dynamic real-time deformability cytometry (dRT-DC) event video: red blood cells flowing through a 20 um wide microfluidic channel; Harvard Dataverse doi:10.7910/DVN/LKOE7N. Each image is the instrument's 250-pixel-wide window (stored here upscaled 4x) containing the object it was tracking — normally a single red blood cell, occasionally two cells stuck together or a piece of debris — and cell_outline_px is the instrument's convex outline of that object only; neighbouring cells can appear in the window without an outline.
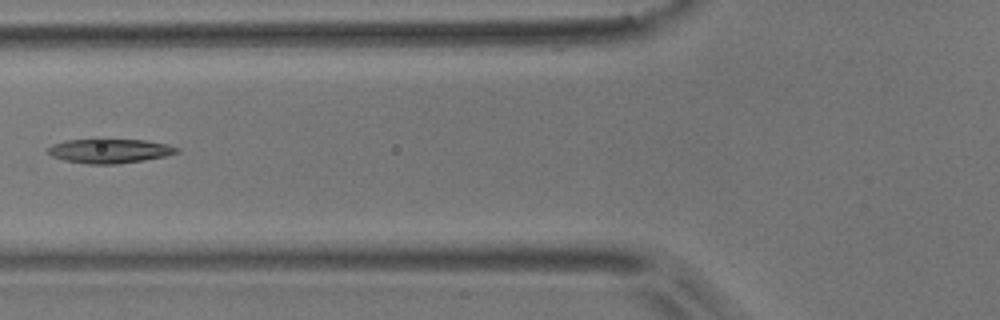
{"species": "common noctule bat (a hibernating species)", "species_latin": "Nyctalus noctula", "temperature_condition": "room temperature", "stored_images_in_passage": 6, "camera_frame_rate_fps": 3000, "um_per_image_px": 0.085, "animal": {"sex": "male", "body_mass_g": 17.9}, "frame": {"image": 1, "passage_image": 5, "time_ms": 1.333, "image_size_px": [1000, 320], "cell_outline_px": [[180, 152], [164, 156], [144, 160], [116, 164], [88, 164], [64, 160], [52, 156], [48, 152], [48, 148], [52, 144], [64, 140], [96, 136], [104, 136], [144, 140], [168, 144], [180, 148]], "centroid_in_image_um": [9.3, 12.76], "position_along_channel_um": 116.5, "area_um2": 19.36}}
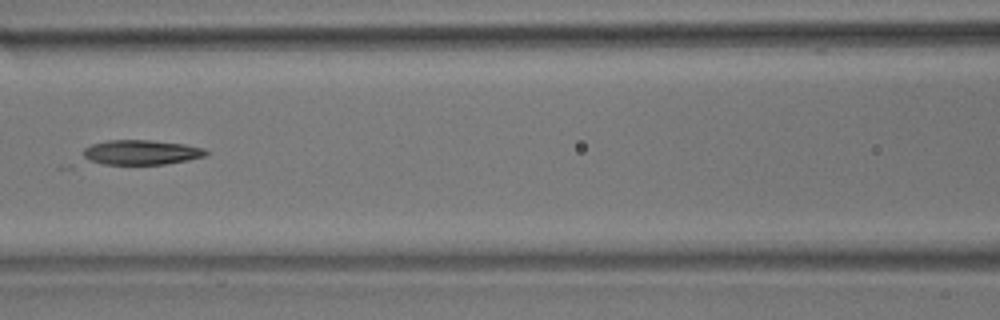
{"frame": {"image": 2, "passage_image": 6, "time_ms": 1.667, "image_size_px": [1000, 320], "cell_outline_px": [[208, 152], [204, 156], [188, 160], [164, 164], [104, 164], [80, 160], [80, 152], [84, 148], [92, 144], [108, 140], [148, 140], [184, 144], [204, 148]], "centroid_in_image_um": [11.88, 12.95], "position_along_channel_um": 154.7, "area_um2": 17.98}}